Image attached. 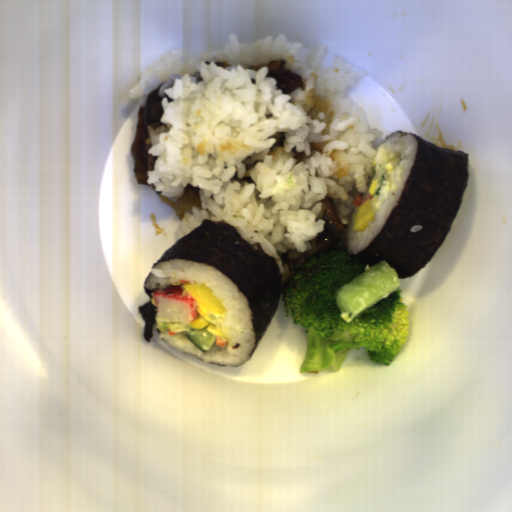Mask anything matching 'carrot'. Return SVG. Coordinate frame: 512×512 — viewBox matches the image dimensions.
<instances>
[{"label":"carrot","instance_id":"cead05ca","mask_svg":"<svg viewBox=\"0 0 512 512\" xmlns=\"http://www.w3.org/2000/svg\"><path fill=\"white\" fill-rule=\"evenodd\" d=\"M227 343H228L227 339L219 337V336H216V343H215V345H217L218 347H225Z\"/></svg>","mask_w":512,"mask_h":512},{"label":"carrot","instance_id":"b8716197","mask_svg":"<svg viewBox=\"0 0 512 512\" xmlns=\"http://www.w3.org/2000/svg\"><path fill=\"white\" fill-rule=\"evenodd\" d=\"M369 199H372L371 195H368L367 197L364 198V195L360 194L353 198L352 205H355L358 208V206H360L361 204H363L364 202H366Z\"/></svg>","mask_w":512,"mask_h":512}]
</instances>
